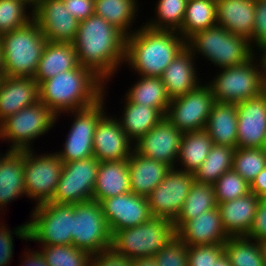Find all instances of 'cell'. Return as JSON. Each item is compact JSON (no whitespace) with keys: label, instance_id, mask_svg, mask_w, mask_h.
<instances>
[{"label":"cell","instance_id":"f1b7e54d","mask_svg":"<svg viewBox=\"0 0 266 266\" xmlns=\"http://www.w3.org/2000/svg\"><path fill=\"white\" fill-rule=\"evenodd\" d=\"M78 66L79 62L73 43L47 41L33 78L40 84L44 80Z\"/></svg>","mask_w":266,"mask_h":266},{"label":"cell","instance_id":"836d02e7","mask_svg":"<svg viewBox=\"0 0 266 266\" xmlns=\"http://www.w3.org/2000/svg\"><path fill=\"white\" fill-rule=\"evenodd\" d=\"M212 146L213 141L205 129L183 133L175 168L194 173L202 165Z\"/></svg>","mask_w":266,"mask_h":266},{"label":"cell","instance_id":"52a82bcc","mask_svg":"<svg viewBox=\"0 0 266 266\" xmlns=\"http://www.w3.org/2000/svg\"><path fill=\"white\" fill-rule=\"evenodd\" d=\"M175 235L171 219L152 216L145 223L114 232L111 247L131 260L154 257Z\"/></svg>","mask_w":266,"mask_h":266},{"label":"cell","instance_id":"ee69618b","mask_svg":"<svg viewBox=\"0 0 266 266\" xmlns=\"http://www.w3.org/2000/svg\"><path fill=\"white\" fill-rule=\"evenodd\" d=\"M5 216L0 218V266H10V262L13 261L14 255V237L22 239L26 243L28 241V225L27 221L21 223V225L16 226L13 230L10 229L8 224L4 221ZM9 227V228H8Z\"/></svg>","mask_w":266,"mask_h":266},{"label":"cell","instance_id":"816d5d0a","mask_svg":"<svg viewBox=\"0 0 266 266\" xmlns=\"http://www.w3.org/2000/svg\"><path fill=\"white\" fill-rule=\"evenodd\" d=\"M24 249V254L20 256L22 261L20 260L19 266H49L39 250L30 249V244L29 248Z\"/></svg>","mask_w":266,"mask_h":266},{"label":"cell","instance_id":"7bdbcfd3","mask_svg":"<svg viewBox=\"0 0 266 266\" xmlns=\"http://www.w3.org/2000/svg\"><path fill=\"white\" fill-rule=\"evenodd\" d=\"M213 187L217 203L232 201L250 192V184L233 169L226 171Z\"/></svg>","mask_w":266,"mask_h":266},{"label":"cell","instance_id":"b9f144b4","mask_svg":"<svg viewBox=\"0 0 266 266\" xmlns=\"http://www.w3.org/2000/svg\"><path fill=\"white\" fill-rule=\"evenodd\" d=\"M33 10L23 0H0V36L32 21Z\"/></svg>","mask_w":266,"mask_h":266},{"label":"cell","instance_id":"30bf717a","mask_svg":"<svg viewBox=\"0 0 266 266\" xmlns=\"http://www.w3.org/2000/svg\"><path fill=\"white\" fill-rule=\"evenodd\" d=\"M107 83L103 89V98L96 104L81 110L66 112L72 124L69 127V132L64 138L63 146L56 151L63 163H68L74 160H81L94 156L93 139L94 133L99 119L108 111L106 107V96L108 97ZM70 115V116H69ZM65 142V143H64Z\"/></svg>","mask_w":266,"mask_h":266},{"label":"cell","instance_id":"83f0119b","mask_svg":"<svg viewBox=\"0 0 266 266\" xmlns=\"http://www.w3.org/2000/svg\"><path fill=\"white\" fill-rule=\"evenodd\" d=\"M128 192H131L128 159L99 162L92 200L101 203Z\"/></svg>","mask_w":266,"mask_h":266},{"label":"cell","instance_id":"680465c9","mask_svg":"<svg viewBox=\"0 0 266 266\" xmlns=\"http://www.w3.org/2000/svg\"><path fill=\"white\" fill-rule=\"evenodd\" d=\"M23 1L34 9L37 6L39 0H23Z\"/></svg>","mask_w":266,"mask_h":266},{"label":"cell","instance_id":"f5cc1de1","mask_svg":"<svg viewBox=\"0 0 266 266\" xmlns=\"http://www.w3.org/2000/svg\"><path fill=\"white\" fill-rule=\"evenodd\" d=\"M250 192L255 193L259 198H266V167L250 184Z\"/></svg>","mask_w":266,"mask_h":266},{"label":"cell","instance_id":"2e32d148","mask_svg":"<svg viewBox=\"0 0 266 266\" xmlns=\"http://www.w3.org/2000/svg\"><path fill=\"white\" fill-rule=\"evenodd\" d=\"M33 19L48 42L73 43L79 21L66 9L63 0H39Z\"/></svg>","mask_w":266,"mask_h":266},{"label":"cell","instance_id":"4fadbf2b","mask_svg":"<svg viewBox=\"0 0 266 266\" xmlns=\"http://www.w3.org/2000/svg\"><path fill=\"white\" fill-rule=\"evenodd\" d=\"M98 163L94 156L64 163L51 202L73 205L92 200Z\"/></svg>","mask_w":266,"mask_h":266},{"label":"cell","instance_id":"f546056e","mask_svg":"<svg viewBox=\"0 0 266 266\" xmlns=\"http://www.w3.org/2000/svg\"><path fill=\"white\" fill-rule=\"evenodd\" d=\"M237 125L236 104L216 102L207 119L205 130L213 144L237 148Z\"/></svg>","mask_w":266,"mask_h":266},{"label":"cell","instance_id":"8992f818","mask_svg":"<svg viewBox=\"0 0 266 266\" xmlns=\"http://www.w3.org/2000/svg\"><path fill=\"white\" fill-rule=\"evenodd\" d=\"M215 74L206 83L216 102L236 104L264 92L265 77L256 54L243 64L221 68Z\"/></svg>","mask_w":266,"mask_h":266},{"label":"cell","instance_id":"5b68a950","mask_svg":"<svg viewBox=\"0 0 266 266\" xmlns=\"http://www.w3.org/2000/svg\"><path fill=\"white\" fill-rule=\"evenodd\" d=\"M47 40L37 22L0 36L5 76L34 77Z\"/></svg>","mask_w":266,"mask_h":266},{"label":"cell","instance_id":"91938a15","mask_svg":"<svg viewBox=\"0 0 266 266\" xmlns=\"http://www.w3.org/2000/svg\"><path fill=\"white\" fill-rule=\"evenodd\" d=\"M0 74H4L3 57H2L1 46H0Z\"/></svg>","mask_w":266,"mask_h":266},{"label":"cell","instance_id":"3957f363","mask_svg":"<svg viewBox=\"0 0 266 266\" xmlns=\"http://www.w3.org/2000/svg\"><path fill=\"white\" fill-rule=\"evenodd\" d=\"M105 84L91 69L79 65L42 81L39 84L40 101L56 115L57 122L66 112L96 104L103 98Z\"/></svg>","mask_w":266,"mask_h":266},{"label":"cell","instance_id":"681fc988","mask_svg":"<svg viewBox=\"0 0 266 266\" xmlns=\"http://www.w3.org/2000/svg\"><path fill=\"white\" fill-rule=\"evenodd\" d=\"M245 237L257 242L266 239V198H260L252 226Z\"/></svg>","mask_w":266,"mask_h":266},{"label":"cell","instance_id":"8fae6325","mask_svg":"<svg viewBox=\"0 0 266 266\" xmlns=\"http://www.w3.org/2000/svg\"><path fill=\"white\" fill-rule=\"evenodd\" d=\"M36 152L35 148L24 150L26 198L34 201V206L52 201L64 164L56 152Z\"/></svg>","mask_w":266,"mask_h":266},{"label":"cell","instance_id":"c3c4849f","mask_svg":"<svg viewBox=\"0 0 266 266\" xmlns=\"http://www.w3.org/2000/svg\"><path fill=\"white\" fill-rule=\"evenodd\" d=\"M91 266H133V264L130 258L109 247L92 254Z\"/></svg>","mask_w":266,"mask_h":266},{"label":"cell","instance_id":"6da1fadb","mask_svg":"<svg viewBox=\"0 0 266 266\" xmlns=\"http://www.w3.org/2000/svg\"><path fill=\"white\" fill-rule=\"evenodd\" d=\"M73 45L79 65L91 69L107 84L124 65L126 35L95 14L79 22Z\"/></svg>","mask_w":266,"mask_h":266},{"label":"cell","instance_id":"44dd1931","mask_svg":"<svg viewBox=\"0 0 266 266\" xmlns=\"http://www.w3.org/2000/svg\"><path fill=\"white\" fill-rule=\"evenodd\" d=\"M176 236L187 246L224 244L230 237L222 226L218 207L186 221Z\"/></svg>","mask_w":266,"mask_h":266},{"label":"cell","instance_id":"bcb514c9","mask_svg":"<svg viewBox=\"0 0 266 266\" xmlns=\"http://www.w3.org/2000/svg\"><path fill=\"white\" fill-rule=\"evenodd\" d=\"M223 254V244L188 246L187 266H212Z\"/></svg>","mask_w":266,"mask_h":266},{"label":"cell","instance_id":"e575fe53","mask_svg":"<svg viewBox=\"0 0 266 266\" xmlns=\"http://www.w3.org/2000/svg\"><path fill=\"white\" fill-rule=\"evenodd\" d=\"M215 189L213 184L194 182L189 194L173 221L175 232L188 220L196 218L198 215L217 208Z\"/></svg>","mask_w":266,"mask_h":266},{"label":"cell","instance_id":"7dc6e473","mask_svg":"<svg viewBox=\"0 0 266 266\" xmlns=\"http://www.w3.org/2000/svg\"><path fill=\"white\" fill-rule=\"evenodd\" d=\"M266 43V0L255 1V20L251 48L256 51ZM256 48V49H255Z\"/></svg>","mask_w":266,"mask_h":266},{"label":"cell","instance_id":"11a10c76","mask_svg":"<svg viewBox=\"0 0 266 266\" xmlns=\"http://www.w3.org/2000/svg\"><path fill=\"white\" fill-rule=\"evenodd\" d=\"M133 266H157L154 257H142L132 260Z\"/></svg>","mask_w":266,"mask_h":266},{"label":"cell","instance_id":"f907efd6","mask_svg":"<svg viewBox=\"0 0 266 266\" xmlns=\"http://www.w3.org/2000/svg\"><path fill=\"white\" fill-rule=\"evenodd\" d=\"M64 5L79 22L94 14V0H64Z\"/></svg>","mask_w":266,"mask_h":266},{"label":"cell","instance_id":"6125c7cd","mask_svg":"<svg viewBox=\"0 0 266 266\" xmlns=\"http://www.w3.org/2000/svg\"><path fill=\"white\" fill-rule=\"evenodd\" d=\"M5 76V74H0V83H1V80L2 78Z\"/></svg>","mask_w":266,"mask_h":266},{"label":"cell","instance_id":"5bb4252c","mask_svg":"<svg viewBox=\"0 0 266 266\" xmlns=\"http://www.w3.org/2000/svg\"><path fill=\"white\" fill-rule=\"evenodd\" d=\"M215 103L205 81L186 95L171 99L165 117L182 133L202 130Z\"/></svg>","mask_w":266,"mask_h":266},{"label":"cell","instance_id":"7a4b0ae2","mask_svg":"<svg viewBox=\"0 0 266 266\" xmlns=\"http://www.w3.org/2000/svg\"><path fill=\"white\" fill-rule=\"evenodd\" d=\"M186 47V40L172 30H156L145 24L126 36L125 61L134 75L161 77L172 60ZM126 64V65H125Z\"/></svg>","mask_w":266,"mask_h":266},{"label":"cell","instance_id":"ab89813d","mask_svg":"<svg viewBox=\"0 0 266 266\" xmlns=\"http://www.w3.org/2000/svg\"><path fill=\"white\" fill-rule=\"evenodd\" d=\"M265 167V148H235L232 169L249 184Z\"/></svg>","mask_w":266,"mask_h":266},{"label":"cell","instance_id":"ac0fdd59","mask_svg":"<svg viewBox=\"0 0 266 266\" xmlns=\"http://www.w3.org/2000/svg\"><path fill=\"white\" fill-rule=\"evenodd\" d=\"M237 148L266 147V93L236 103Z\"/></svg>","mask_w":266,"mask_h":266},{"label":"cell","instance_id":"cb8c5ba5","mask_svg":"<svg viewBox=\"0 0 266 266\" xmlns=\"http://www.w3.org/2000/svg\"><path fill=\"white\" fill-rule=\"evenodd\" d=\"M21 197H26L24 150H9L0 160V217L6 215L7 205Z\"/></svg>","mask_w":266,"mask_h":266},{"label":"cell","instance_id":"74e56055","mask_svg":"<svg viewBox=\"0 0 266 266\" xmlns=\"http://www.w3.org/2000/svg\"><path fill=\"white\" fill-rule=\"evenodd\" d=\"M223 246L232 266H266L257 241L245 236H230Z\"/></svg>","mask_w":266,"mask_h":266},{"label":"cell","instance_id":"60d3db41","mask_svg":"<svg viewBox=\"0 0 266 266\" xmlns=\"http://www.w3.org/2000/svg\"><path fill=\"white\" fill-rule=\"evenodd\" d=\"M49 266H91L92 254L74 245L39 246Z\"/></svg>","mask_w":266,"mask_h":266},{"label":"cell","instance_id":"9f6ffc18","mask_svg":"<svg viewBox=\"0 0 266 266\" xmlns=\"http://www.w3.org/2000/svg\"><path fill=\"white\" fill-rule=\"evenodd\" d=\"M212 266H232L230 264L229 258L224 253L216 262H213Z\"/></svg>","mask_w":266,"mask_h":266},{"label":"cell","instance_id":"ba28073f","mask_svg":"<svg viewBox=\"0 0 266 266\" xmlns=\"http://www.w3.org/2000/svg\"><path fill=\"white\" fill-rule=\"evenodd\" d=\"M55 124L56 115L44 103L38 101L0 123V141L8 143V150L33 149L34 141L53 130Z\"/></svg>","mask_w":266,"mask_h":266},{"label":"cell","instance_id":"7402d4cb","mask_svg":"<svg viewBox=\"0 0 266 266\" xmlns=\"http://www.w3.org/2000/svg\"><path fill=\"white\" fill-rule=\"evenodd\" d=\"M38 101L39 84L33 77L4 76L0 83V123Z\"/></svg>","mask_w":266,"mask_h":266},{"label":"cell","instance_id":"db71d44e","mask_svg":"<svg viewBox=\"0 0 266 266\" xmlns=\"http://www.w3.org/2000/svg\"><path fill=\"white\" fill-rule=\"evenodd\" d=\"M255 54L259 58L260 64L263 69L265 82H266V43L255 51Z\"/></svg>","mask_w":266,"mask_h":266},{"label":"cell","instance_id":"277c9868","mask_svg":"<svg viewBox=\"0 0 266 266\" xmlns=\"http://www.w3.org/2000/svg\"><path fill=\"white\" fill-rule=\"evenodd\" d=\"M186 47L196 60L202 56L201 59L209 60L208 65L213 64L217 70L243 64L255 54L245 37L218 24L194 33L186 40Z\"/></svg>","mask_w":266,"mask_h":266},{"label":"cell","instance_id":"d4e9b609","mask_svg":"<svg viewBox=\"0 0 266 266\" xmlns=\"http://www.w3.org/2000/svg\"><path fill=\"white\" fill-rule=\"evenodd\" d=\"M256 0H216L217 24L252 43Z\"/></svg>","mask_w":266,"mask_h":266},{"label":"cell","instance_id":"4dcf8cb0","mask_svg":"<svg viewBox=\"0 0 266 266\" xmlns=\"http://www.w3.org/2000/svg\"><path fill=\"white\" fill-rule=\"evenodd\" d=\"M121 115L117 119L128 138L135 143L164 116L155 108L130 102L125 96Z\"/></svg>","mask_w":266,"mask_h":266},{"label":"cell","instance_id":"f35d334b","mask_svg":"<svg viewBox=\"0 0 266 266\" xmlns=\"http://www.w3.org/2000/svg\"><path fill=\"white\" fill-rule=\"evenodd\" d=\"M188 0H157L152 18L145 24L156 30L179 31L181 29Z\"/></svg>","mask_w":266,"mask_h":266},{"label":"cell","instance_id":"ffe728a7","mask_svg":"<svg viewBox=\"0 0 266 266\" xmlns=\"http://www.w3.org/2000/svg\"><path fill=\"white\" fill-rule=\"evenodd\" d=\"M117 117L107 111L98 121L93 152L99 162L126 160L134 150V143L122 130Z\"/></svg>","mask_w":266,"mask_h":266},{"label":"cell","instance_id":"94428289","mask_svg":"<svg viewBox=\"0 0 266 266\" xmlns=\"http://www.w3.org/2000/svg\"><path fill=\"white\" fill-rule=\"evenodd\" d=\"M9 150L8 149H6V151H5V153H1V151H0V160L2 159V157L8 152Z\"/></svg>","mask_w":266,"mask_h":266},{"label":"cell","instance_id":"d590c367","mask_svg":"<svg viewBox=\"0 0 266 266\" xmlns=\"http://www.w3.org/2000/svg\"><path fill=\"white\" fill-rule=\"evenodd\" d=\"M217 24L216 0H188L178 33L187 40L194 33Z\"/></svg>","mask_w":266,"mask_h":266},{"label":"cell","instance_id":"8d00e7d4","mask_svg":"<svg viewBox=\"0 0 266 266\" xmlns=\"http://www.w3.org/2000/svg\"><path fill=\"white\" fill-rule=\"evenodd\" d=\"M234 151L235 147L213 144L202 165L193 173L195 181L214 184L232 169Z\"/></svg>","mask_w":266,"mask_h":266},{"label":"cell","instance_id":"f6af8a7d","mask_svg":"<svg viewBox=\"0 0 266 266\" xmlns=\"http://www.w3.org/2000/svg\"><path fill=\"white\" fill-rule=\"evenodd\" d=\"M157 266H187L188 246L176 235L154 256Z\"/></svg>","mask_w":266,"mask_h":266},{"label":"cell","instance_id":"d6a6232c","mask_svg":"<svg viewBox=\"0 0 266 266\" xmlns=\"http://www.w3.org/2000/svg\"><path fill=\"white\" fill-rule=\"evenodd\" d=\"M140 5L138 0H94V14L128 36L139 28H134L133 23L139 17Z\"/></svg>","mask_w":266,"mask_h":266},{"label":"cell","instance_id":"d6986e66","mask_svg":"<svg viewBox=\"0 0 266 266\" xmlns=\"http://www.w3.org/2000/svg\"><path fill=\"white\" fill-rule=\"evenodd\" d=\"M100 204L112 234L145 223L152 217L147 197L132 192L104 199Z\"/></svg>","mask_w":266,"mask_h":266},{"label":"cell","instance_id":"e0dca14e","mask_svg":"<svg viewBox=\"0 0 266 266\" xmlns=\"http://www.w3.org/2000/svg\"><path fill=\"white\" fill-rule=\"evenodd\" d=\"M182 134L164 117L134 143V150L141 156L175 168Z\"/></svg>","mask_w":266,"mask_h":266},{"label":"cell","instance_id":"6f0895ef","mask_svg":"<svg viewBox=\"0 0 266 266\" xmlns=\"http://www.w3.org/2000/svg\"><path fill=\"white\" fill-rule=\"evenodd\" d=\"M258 243L260 245L262 255H263V258H264L265 263H266V239H263V240L259 241Z\"/></svg>","mask_w":266,"mask_h":266},{"label":"cell","instance_id":"9c48e42d","mask_svg":"<svg viewBox=\"0 0 266 266\" xmlns=\"http://www.w3.org/2000/svg\"><path fill=\"white\" fill-rule=\"evenodd\" d=\"M28 225V241L39 246L72 245L73 205L47 202L33 206Z\"/></svg>","mask_w":266,"mask_h":266},{"label":"cell","instance_id":"4316f807","mask_svg":"<svg viewBox=\"0 0 266 266\" xmlns=\"http://www.w3.org/2000/svg\"><path fill=\"white\" fill-rule=\"evenodd\" d=\"M130 187L133 194L147 197L165 178L170 166L146 158L135 150L128 158Z\"/></svg>","mask_w":266,"mask_h":266},{"label":"cell","instance_id":"484cf974","mask_svg":"<svg viewBox=\"0 0 266 266\" xmlns=\"http://www.w3.org/2000/svg\"><path fill=\"white\" fill-rule=\"evenodd\" d=\"M260 198L252 192L232 201L217 203L221 223L229 236H245L257 211Z\"/></svg>","mask_w":266,"mask_h":266},{"label":"cell","instance_id":"1f68e13d","mask_svg":"<svg viewBox=\"0 0 266 266\" xmlns=\"http://www.w3.org/2000/svg\"><path fill=\"white\" fill-rule=\"evenodd\" d=\"M137 81L127 89L124 96L132 103L147 105L166 116L171 98L160 77H136Z\"/></svg>","mask_w":266,"mask_h":266},{"label":"cell","instance_id":"9a60e30c","mask_svg":"<svg viewBox=\"0 0 266 266\" xmlns=\"http://www.w3.org/2000/svg\"><path fill=\"white\" fill-rule=\"evenodd\" d=\"M194 182L193 173L171 168L163 181L147 196L151 215L174 221Z\"/></svg>","mask_w":266,"mask_h":266},{"label":"cell","instance_id":"7c38bea8","mask_svg":"<svg viewBox=\"0 0 266 266\" xmlns=\"http://www.w3.org/2000/svg\"><path fill=\"white\" fill-rule=\"evenodd\" d=\"M112 233L99 202L73 204L72 245L91 254L111 247Z\"/></svg>","mask_w":266,"mask_h":266},{"label":"cell","instance_id":"603a6c76","mask_svg":"<svg viewBox=\"0 0 266 266\" xmlns=\"http://www.w3.org/2000/svg\"><path fill=\"white\" fill-rule=\"evenodd\" d=\"M196 62L192 52L185 47L163 71L160 78L171 99L186 95L202 83Z\"/></svg>","mask_w":266,"mask_h":266}]
</instances>
